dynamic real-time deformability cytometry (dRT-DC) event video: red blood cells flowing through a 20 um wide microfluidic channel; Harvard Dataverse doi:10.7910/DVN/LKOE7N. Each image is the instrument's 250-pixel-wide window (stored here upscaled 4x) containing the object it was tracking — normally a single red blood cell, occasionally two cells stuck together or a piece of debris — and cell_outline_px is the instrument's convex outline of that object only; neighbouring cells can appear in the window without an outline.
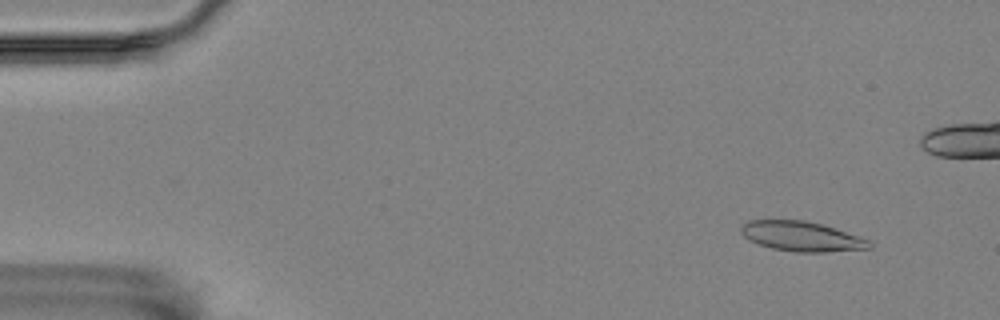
{"species": "Egyptian fruit bat (a non-hibernating species)", "species_latin": "Rousettus aegyptiacus", "temperature_condition": "room temperature", "stored_images_in_passage": 57, "camera_frame_rate_fps": 3000, "um_per_image_px": 0.085, "animal": {"sex": "female"}, "frame": {"image": 1, "passage_image": 5, "time_ms": 1.333, "image_size_px": [1000, 320], "cell_outline_px": [[872, 248], [824, 252], [796, 252], [772, 248], [748, 240], [740, 232], [740, 228], [748, 220], [804, 220], [824, 224], [868, 240], [872, 244]], "centroid_in_image_um": [68.12, 20.09], "position_along_channel_um": 16.9, "area_um2": 22.2}}
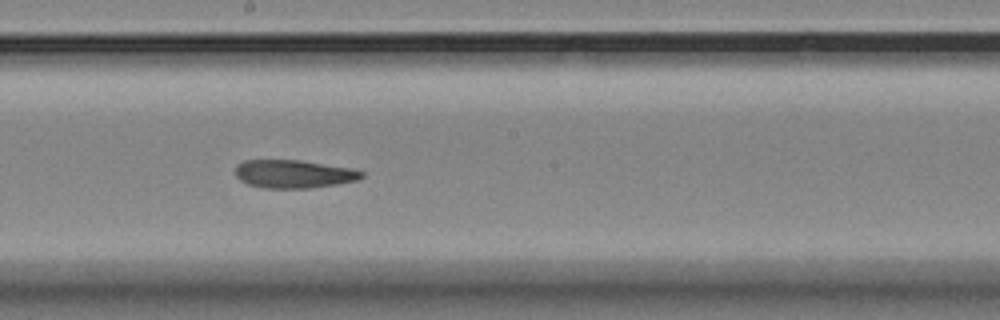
{"frame": {"image": 2, "passage_image": 31, "time_ms": 10.0, "image_size_px": [1000, 320], "cell_outline_px": [[364, 176], [360, 180], [312, 188], [260, 188], [248, 184], [240, 180], [236, 176], [236, 164], [244, 160], [300, 160], [352, 168], [364, 172]], "centroid_in_image_um": [24.98, 14.79], "position_along_channel_um": 223.2, "area_um2": 20.92}}
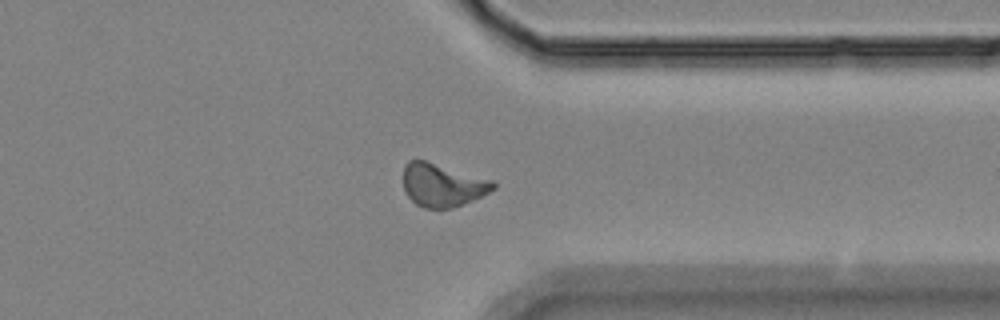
{"frame": {"image": 3, "passage_image": 44, "time_ms": 14.333, "image_size_px": [1000, 320], "cell_outline_px": [[496, 188], [472, 200], [452, 208], [424, 208], [416, 204], [404, 192], [404, 164], [408, 160], [424, 160], [492, 180], [496, 184]], "centroid_in_image_um": [37.58, 15.73], "position_along_channel_um": 373.8, "area_um2": 22.31}}